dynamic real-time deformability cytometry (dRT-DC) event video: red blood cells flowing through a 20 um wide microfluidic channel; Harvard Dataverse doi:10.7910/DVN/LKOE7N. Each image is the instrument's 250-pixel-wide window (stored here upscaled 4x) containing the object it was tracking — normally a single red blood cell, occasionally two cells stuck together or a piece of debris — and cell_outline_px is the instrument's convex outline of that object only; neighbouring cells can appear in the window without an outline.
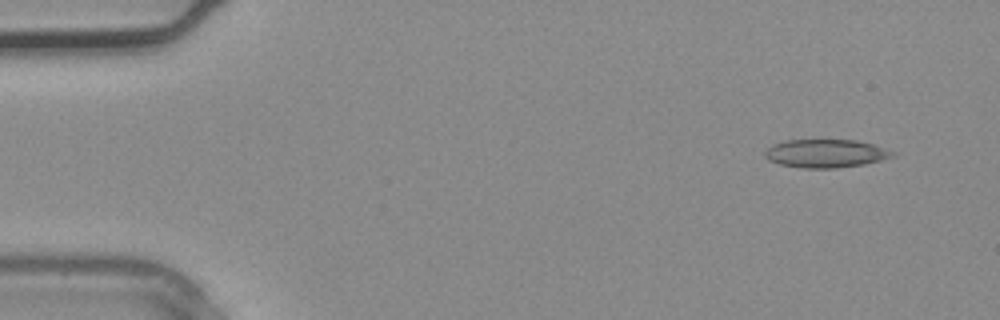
{"species": "common noctule bat (a hibernating species)", "species_latin": "Nyctalus noctula", "temperature_condition": "warm", "stored_images_in_passage": 4, "camera_frame_rate_fps": 3000, "um_per_image_px": 0.085, "animal": {"sex": "male", "body_mass_g": 20.4}, "frame": {"image": 1, "passage_image": 1, "time_ms": 0.0, "image_size_px": [1000, 320], "cell_outline_px": [[896, 152], [892, 156], [880, 160], [864, 164], [836, 168], [804, 168], [780, 164], [768, 160], [764, 156], [764, 152], [772, 144], [784, 140], [856, 140], [872, 144]], "centroid_in_image_um": [70.14, 13.04], "position_along_channel_um": 14.9, "area_um2": 20.92}}
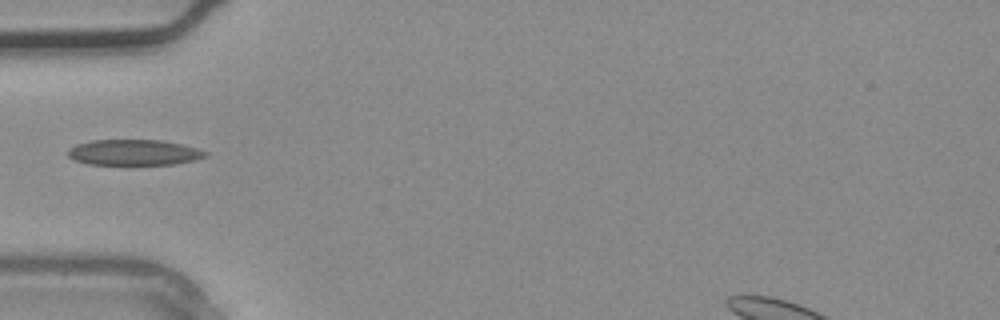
{"frame": {"image": 2, "passage_image": 3, "time_ms": 0.667, "image_size_px": [1000, 320], "cell_outline_px": [[208, 156], [196, 160], [172, 164], [88, 164], [72, 160], [68, 156], [68, 148], [76, 144], [92, 140], [160, 140], [180, 144], [196, 148], [208, 152]], "centroid_in_image_um": [11.36, 12.96], "position_along_channel_um": 73.6, "area_um2": 20.58}}